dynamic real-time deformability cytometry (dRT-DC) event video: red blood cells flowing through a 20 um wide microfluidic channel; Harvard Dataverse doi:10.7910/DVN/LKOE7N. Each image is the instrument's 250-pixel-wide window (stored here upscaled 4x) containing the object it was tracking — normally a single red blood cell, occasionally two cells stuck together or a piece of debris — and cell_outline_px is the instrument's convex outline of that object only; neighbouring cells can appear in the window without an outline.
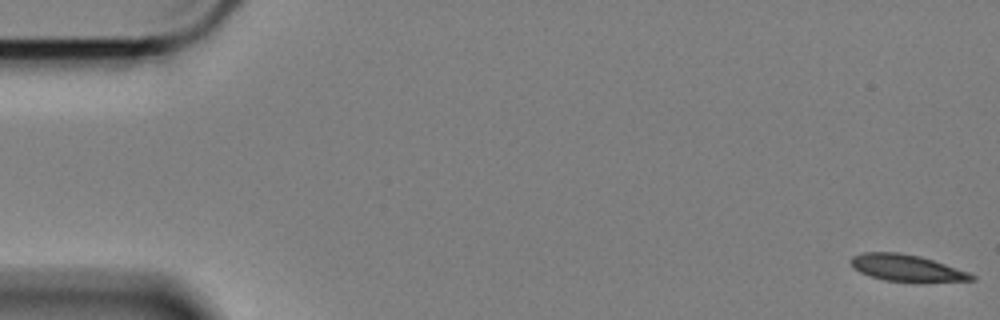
{"species": "Egyptian fruit bat (a non-hibernating species)", "species_latin": "Rousettus aegyptiacus", "temperature_condition": "cold", "stored_images_in_passage": 59, "camera_frame_rate_fps": 3000, "um_per_image_px": 0.085, "animal": {"sex": "female"}, "frame": {"image": 1, "passage_image": 1, "time_ms": 0.0, "image_size_px": [1000, 320], "cell_outline_px": [[976, 280], [916, 284], [884, 280], [860, 272], [852, 268], [848, 260], [852, 256], [864, 252], [900, 252], [920, 256], [968, 272], [976, 276]], "centroid_in_image_um": [77.07, 22.81], "position_along_channel_um": 7.9, "area_um2": 19.42}}
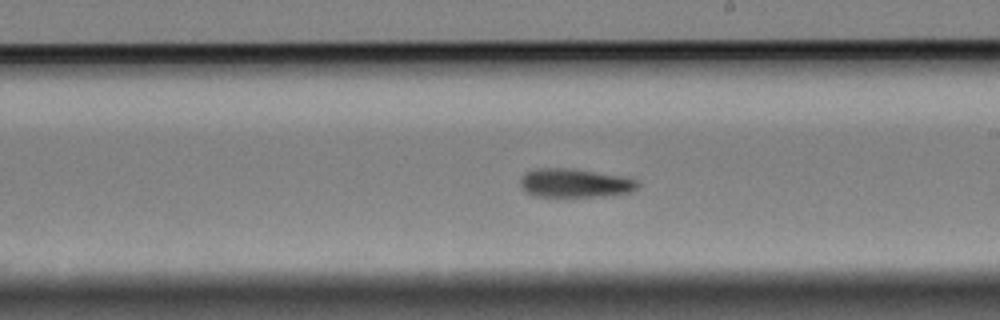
{"frame": {"image": 2, "passage_image": 34, "time_ms": 11.0, "image_size_px": [1000, 320], "cell_outline_px": [[640, 184], [632, 192], [604, 196], [532, 196], [524, 192], [520, 184], [520, 176], [524, 172], [536, 168], [572, 168], [620, 176], [640, 180]], "centroid_in_image_um": [48.82, 15.55], "position_along_channel_um": 240.2, "area_um2": 19.88}}
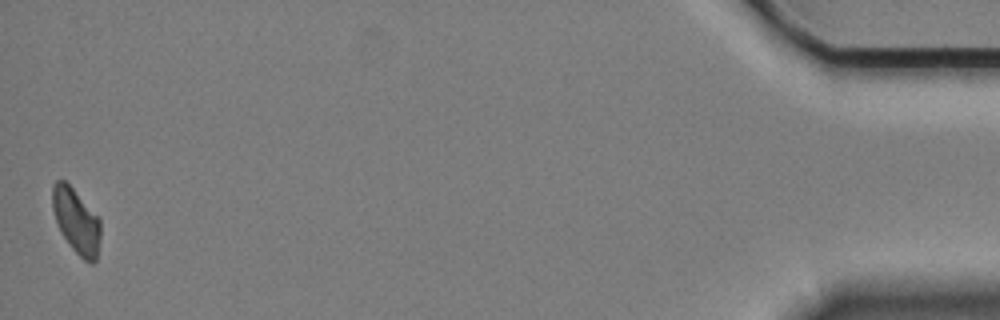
{"frame": {"image": 3, "passage_image": 59, "time_ms": 19.333, "image_size_px": [1000, 320], "cell_outline_px": [[100, 240], [96, 260], [92, 264], [84, 260], [72, 248], [60, 232], [52, 208], [52, 184], [56, 180], [64, 180], [100, 216]], "centroid_in_image_um": [6.49, 18.78], "position_along_channel_um": 428.7, "area_um2": 18.32}}